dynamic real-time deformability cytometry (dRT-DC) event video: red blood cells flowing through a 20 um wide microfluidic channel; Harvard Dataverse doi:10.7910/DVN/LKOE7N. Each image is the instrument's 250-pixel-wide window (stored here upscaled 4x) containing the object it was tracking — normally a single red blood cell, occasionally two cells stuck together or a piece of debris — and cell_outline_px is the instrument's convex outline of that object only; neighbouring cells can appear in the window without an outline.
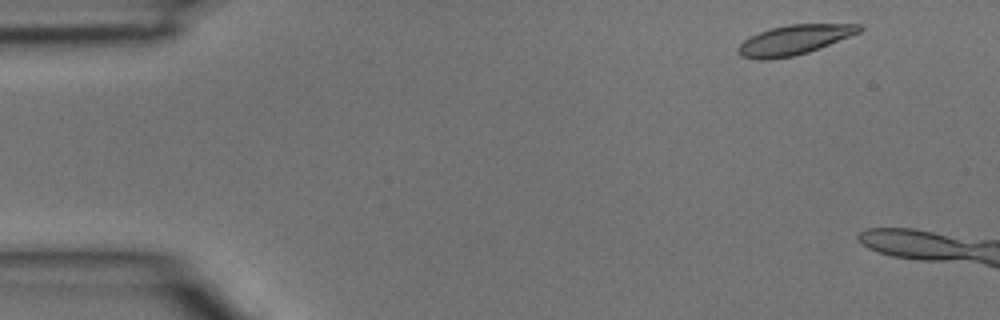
{"species": "common noctule bat (a hibernating species)", "species_latin": "Nyctalus noctula", "temperature_condition": "room temperature", "stored_images_in_passage": 3, "camera_frame_rate_fps": 3000, "um_per_image_px": 0.085, "animal": {"sex": "male", "body_mass_g": 15.6}, "frame": {"image": 1, "passage_image": 1, "time_ms": 0.0, "image_size_px": [1000, 320], "cell_outline_px": [[864, 28], [860, 32], [820, 48], [796, 56], [768, 60], [756, 60], [740, 56], [736, 52], [736, 48], [744, 40], [760, 32], [772, 28], [788, 24], [860, 24]], "centroid_in_image_um": [67.48, 3.41], "position_along_channel_um": 17.5, "area_um2": 21.1}}